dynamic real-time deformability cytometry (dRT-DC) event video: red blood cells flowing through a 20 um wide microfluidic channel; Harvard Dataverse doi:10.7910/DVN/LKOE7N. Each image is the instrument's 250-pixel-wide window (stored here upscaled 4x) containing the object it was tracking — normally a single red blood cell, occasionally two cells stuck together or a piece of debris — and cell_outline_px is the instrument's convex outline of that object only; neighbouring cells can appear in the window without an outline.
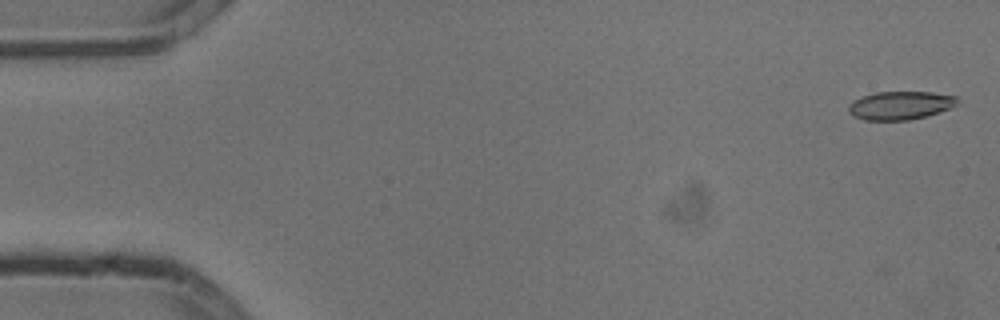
{"species": "common noctule bat (a hibernating species)", "species_latin": "Nyctalus noctula", "temperature_condition": "cold", "stored_images_in_passage": 54, "camera_frame_rate_fps": 3000, "um_per_image_px": 0.085, "animal": {"sex": "male", "body_mass_g": 13.3}, "frame": {"image": 1, "passage_image": 2, "time_ms": 0.333, "image_size_px": [1000, 320], "cell_outline_px": [[960, 100], [956, 104], [940, 112], [908, 120], [864, 120], [852, 116], [848, 112], [848, 104], [852, 100], [860, 96], [876, 92], [932, 92], [956, 96]], "centroid_in_image_um": [76.47, 8.95], "position_along_channel_um": 8.5, "area_um2": 18.09}}
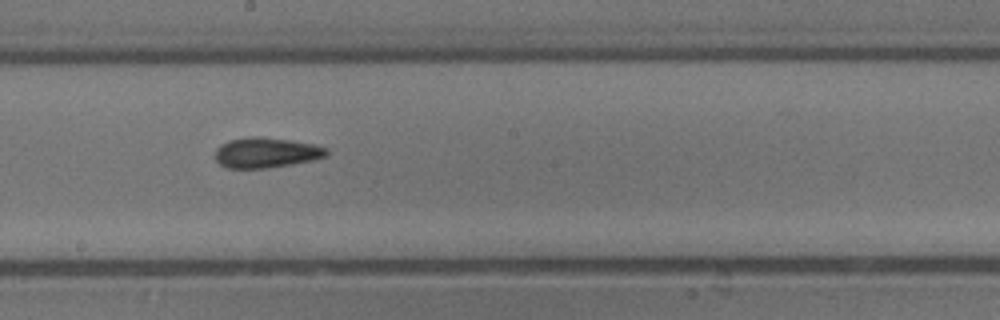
{"frame": {"image": 2, "passage_image": 30, "time_ms": 9.667, "image_size_px": [1000, 320], "cell_outline_px": [[328, 156], [312, 160], [292, 164], [268, 168], [224, 168], [216, 160], [216, 148], [220, 144], [228, 140], [252, 136], [260, 136], [316, 144], [328, 148]], "centroid_in_image_um": [22.63, 12.97], "position_along_channel_um": 225.6, "area_um2": 19.83}}
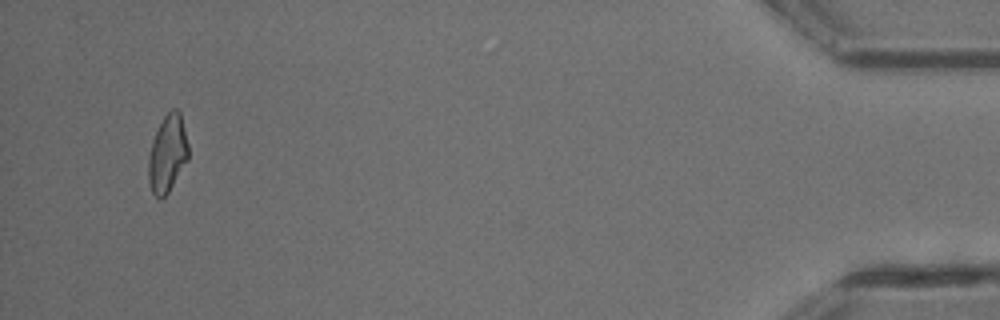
{"frame": {"image": 3, "passage_image": 52, "time_ms": 17.0, "image_size_px": [1000, 320], "cell_outline_px": [[188, 160], [168, 192], [160, 200], [152, 192], [148, 180], [148, 156], [152, 140], [164, 116], [172, 108], [176, 108], [180, 112], [188, 144]], "centroid_in_image_um": [14.23, 13.06], "position_along_channel_um": 421.0, "area_um2": 17.92}, "authors_computed_cell_mechanics": {"area_um2": 18.8428, "velocity_mm_per_s": 3.8041, "shape_relaxation_time_tau1_ms": 3.6125, "shape_relaxation_time_tau2_ms": 1.9913, "deformation_change_tau1": 0.1243, "deformation_change_tau2": 0.0973}}